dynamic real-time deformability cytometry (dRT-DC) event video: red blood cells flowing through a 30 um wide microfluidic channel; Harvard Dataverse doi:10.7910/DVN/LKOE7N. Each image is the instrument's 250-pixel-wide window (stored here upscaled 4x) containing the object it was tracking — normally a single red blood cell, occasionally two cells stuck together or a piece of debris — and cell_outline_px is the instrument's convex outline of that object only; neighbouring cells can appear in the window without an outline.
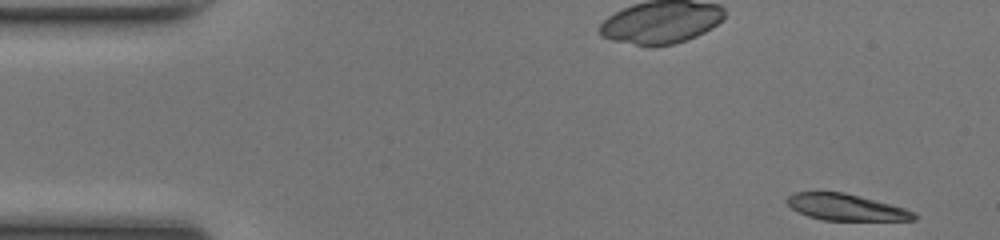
{"species": "common noctule bat (a hibernating species)", "species_latin": "Nyctalus noctula", "temperature_condition": "room temperature", "stored_images_in_passage": 48, "camera_frame_rate_fps": 3000, "um_per_image_px": 0.085, "animal": {"sex": "female", "body_mass_g": 17.0, "forearm_length_mm": 48.0}, "frame": {"image": 1, "passage_image": 1, "time_ms": 0.0, "image_size_px": [1000, 240], "cell_outline_px": [[916, 220], [824, 220], [808, 216], [792, 208], [784, 200], [788, 196], [796, 192], [844, 192], [904, 208], [912, 212], [916, 216]], "centroid_in_image_um": [71.86, 17.61], "position_along_channel_um": 13.1, "area_um2": 19.19}}
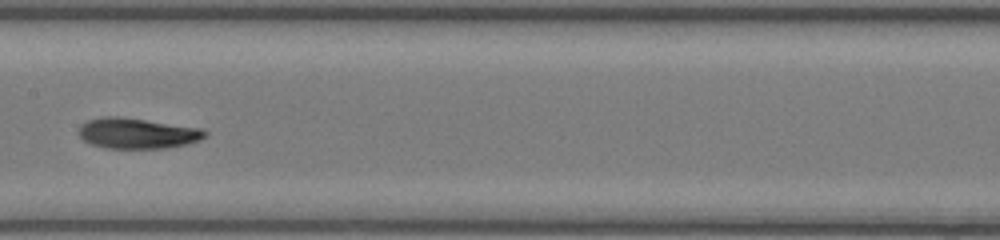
{"frame": {"image": 2, "passage_image": 23, "time_ms": 7.333, "image_size_px": [1000, 240], "cell_outline_px": [[208, 136], [200, 140], [188, 144], [164, 148], [108, 148], [92, 144], [84, 140], [80, 136], [80, 124], [88, 120], [100, 116], [116, 116], [204, 128], [208, 132]], "centroid_in_image_um": [11.72, 11.32], "position_along_channel_um": 195.7, "area_um2": 22.54}}
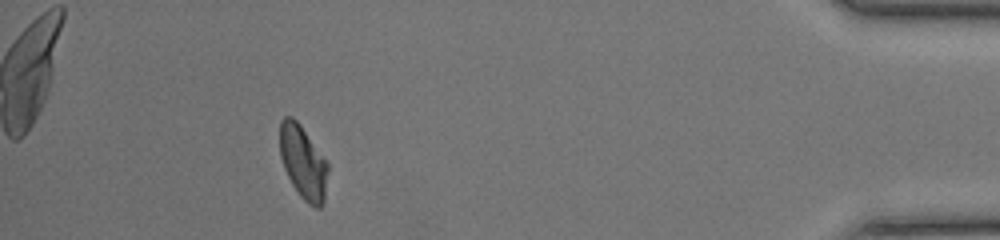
{"frame": {"image": 3, "passage_image": 43, "time_ms": 14.0, "image_size_px": [1000, 240], "cell_outline_px": [[328, 172], [324, 204], [320, 208], [316, 208], [308, 204], [300, 196], [292, 184], [284, 168], [280, 156], [280, 120], [284, 116], [292, 116], [300, 124], [328, 164]], "centroid_in_image_um": [25.76, 13.81], "position_along_channel_um": 409.4, "area_um2": 20.52}, "authors_computed_cell_mechanics": {"area_um2": 21.2993, "velocity_mm_per_s": 4.1441, "shape_relaxation_time_tau1_ms": 3.7899, "shape_relaxation_time_tau2_ms": 8.9297, "deformation_change_tau1": 0.1849, "deformation_change_tau2": 0.1138}}